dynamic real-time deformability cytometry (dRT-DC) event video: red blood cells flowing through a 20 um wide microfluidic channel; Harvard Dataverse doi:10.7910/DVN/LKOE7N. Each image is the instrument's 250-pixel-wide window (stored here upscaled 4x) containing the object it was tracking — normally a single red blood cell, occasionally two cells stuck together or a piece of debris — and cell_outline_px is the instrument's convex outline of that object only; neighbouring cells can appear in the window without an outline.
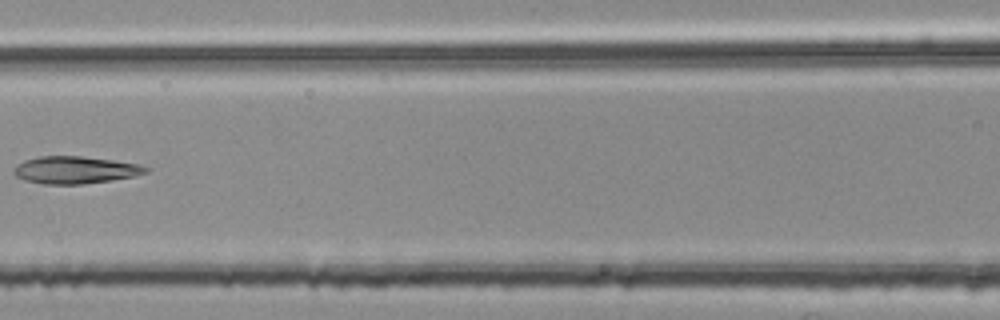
{"species": "common noctule bat (a hibernating species)", "species_latin": "Nyctalus noctula", "temperature_condition": "room temperature", "stored_images_in_passage": 5, "camera_frame_rate_fps": 3000, "um_per_image_px": 0.085, "animal": {"sex": "female", "body_mass_g": 25.1}, "frame": {"image": 1, "passage_image": 5, "time_ms": 1.333, "image_size_px": [1000, 320], "cell_outline_px": [[152, 168], [148, 172], [136, 176], [112, 180], [84, 184], [44, 184], [28, 180], [16, 176], [12, 172], [12, 168], [16, 164], [24, 160], [40, 156], [80, 156], [112, 160], [140, 164]], "centroid_in_image_um": [6.42, 14.44], "position_along_channel_um": 160.2, "area_um2": 21.15}}